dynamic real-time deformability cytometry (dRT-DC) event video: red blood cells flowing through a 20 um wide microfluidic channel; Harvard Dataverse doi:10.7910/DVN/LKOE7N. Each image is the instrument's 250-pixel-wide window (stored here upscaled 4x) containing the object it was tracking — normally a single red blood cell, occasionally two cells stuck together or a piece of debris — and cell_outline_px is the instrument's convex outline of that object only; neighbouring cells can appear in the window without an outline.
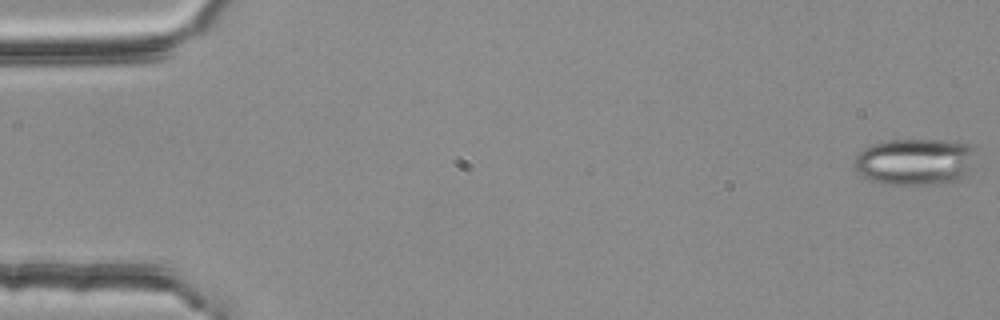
{"species": "common noctule bat (a hibernating species)", "species_latin": "Nyctalus noctula", "temperature_condition": "room temperature", "stored_images_in_passage": 4, "camera_frame_rate_fps": 3000, "um_per_image_px": 0.085, "animal": {"sex": "female", "body_mass_g": 25.1}, "frame": {"image": 1, "passage_image": 1, "time_ms": 0.0, "image_size_px": [1000, 320], "cell_outline_px": [[976, 148], [968, 172], [960, 180], [932, 184], [884, 184], [872, 180], [856, 172], [852, 164], [852, 160], [856, 152], [872, 144], [888, 140], [940, 140], [972, 144]], "centroid_in_image_um": [77.72, 13.73], "position_along_channel_um": 7.3, "area_um2": 33.35}}
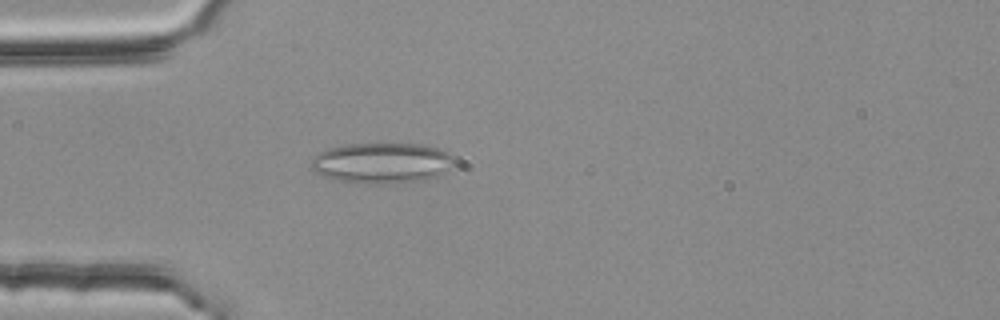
{"frame": {"image": 2, "passage_image": 4, "time_ms": 1.0, "image_size_px": [1000, 320], "cell_outline_px": [[452, 160], [448, 168], [444, 172], [428, 180], [392, 184], [364, 184], [336, 180], [324, 176], [316, 172], [312, 168], [312, 160], [320, 152], [328, 148], [348, 144], [420, 144], [436, 148], [448, 152], [452, 156]], "centroid_in_image_um": [32.44, 13.87], "position_along_channel_um": 52.6, "area_um2": 33.76}}